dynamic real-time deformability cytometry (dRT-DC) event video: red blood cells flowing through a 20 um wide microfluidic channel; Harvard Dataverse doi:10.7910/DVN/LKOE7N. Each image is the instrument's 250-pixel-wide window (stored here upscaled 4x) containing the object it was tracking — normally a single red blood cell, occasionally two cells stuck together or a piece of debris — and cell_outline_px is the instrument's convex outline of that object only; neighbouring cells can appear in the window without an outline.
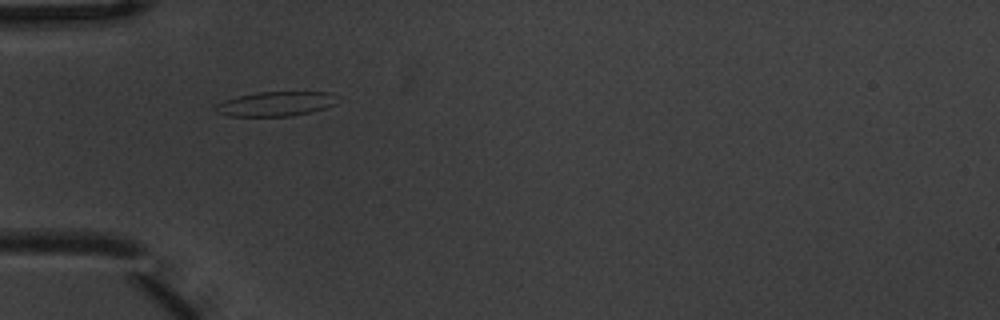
{"species": "common noctule bat (a hibernating species)", "species_latin": "Nyctalus noctula", "temperature_condition": "warm", "stored_images_in_passage": 2, "camera_frame_rate_fps": 3000, "um_per_image_px": 0.085, "animal": {"sex": "male", "body_mass_g": 20.1, "forearm_length_mm": 53.5}, "frame": {"image": 1, "passage_image": 1, "time_ms": 0.0, "image_size_px": [1000, 320], "cell_outline_px": [[336, 104], [324, 108], [292, 116], [228, 116], [216, 112], [212, 108], [216, 104], [224, 100], [236, 96], [256, 92], [332, 92]], "centroid_in_image_um": [23.35, 8.83], "position_along_channel_um": 61.7, "area_um2": 17.4}}